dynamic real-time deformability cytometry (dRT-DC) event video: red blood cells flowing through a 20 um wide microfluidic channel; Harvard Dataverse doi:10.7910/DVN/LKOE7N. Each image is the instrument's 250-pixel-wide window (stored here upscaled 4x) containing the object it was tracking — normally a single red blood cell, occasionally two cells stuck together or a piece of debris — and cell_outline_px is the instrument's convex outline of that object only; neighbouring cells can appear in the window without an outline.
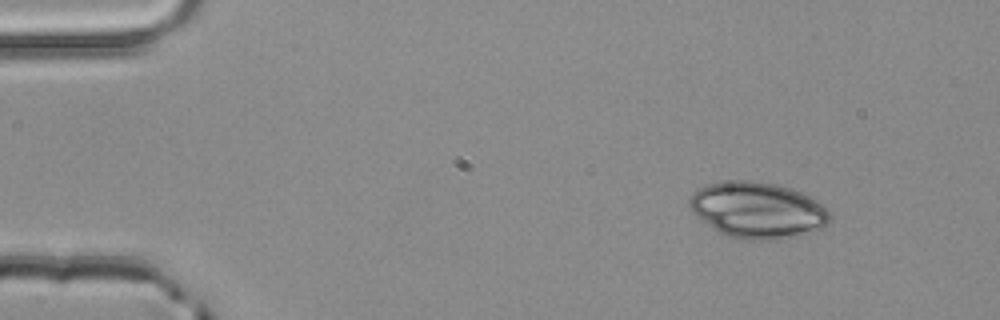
{"species": "common noctule bat (a hibernating species)", "species_latin": "Nyctalus noctula", "temperature_condition": "room temperature", "stored_images_in_passage": 3, "camera_frame_rate_fps": 3000, "um_per_image_px": 0.085, "animal": {"sex": "male", "body_mass_g": 20.4}, "frame": {"image": 1, "passage_image": 1, "time_ms": 0.0, "image_size_px": [1000, 320], "cell_outline_px": [[832, 220], [824, 228], [776, 240], [748, 240], [728, 236], [712, 228], [696, 216], [692, 212], [688, 204], [688, 200], [700, 188], [708, 184], [720, 180], [752, 180], [776, 184], [792, 188], [808, 196], [820, 204], [832, 216]], "centroid_in_image_um": [64.38, 17.85], "position_along_channel_um": 20.6, "area_um2": 45.95}}